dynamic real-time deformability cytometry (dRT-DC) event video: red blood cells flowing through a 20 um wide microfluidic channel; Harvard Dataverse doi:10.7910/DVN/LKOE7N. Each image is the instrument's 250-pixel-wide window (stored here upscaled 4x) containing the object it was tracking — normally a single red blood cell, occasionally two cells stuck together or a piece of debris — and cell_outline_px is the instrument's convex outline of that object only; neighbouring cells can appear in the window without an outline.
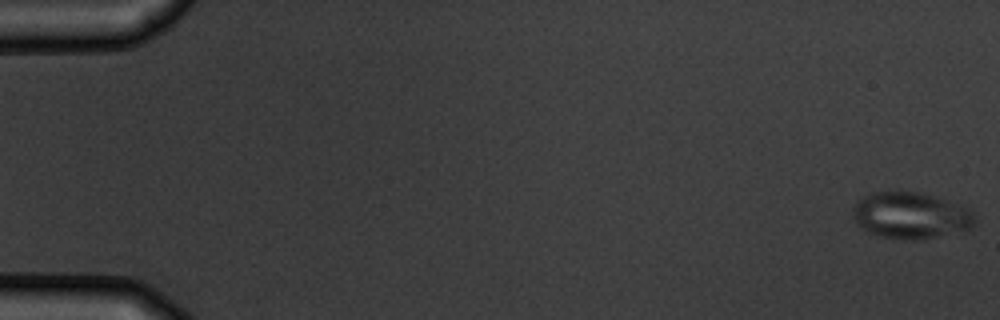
{"species": "common noctule bat (a hibernating species)", "species_latin": "Nyctalus noctula", "temperature_condition": "warm", "stored_images_in_passage": 6, "camera_frame_rate_fps": 3000, "um_per_image_px": 0.085, "animal": {"sex": "male", "body_mass_g": 19.5, "forearm_length_mm": 54.6}, "frame": {"image": 1, "passage_image": 1, "time_ms": 0.0, "image_size_px": [1000, 320], "cell_outline_px": [[972, 228], [936, 236], [912, 240], [908, 240], [880, 236], [868, 232], [856, 224], [852, 216], [852, 208], [856, 200], [868, 192], [920, 192], [936, 196], [968, 208], [972, 212]], "centroid_in_image_um": [77.31, 18.29], "position_along_channel_um": 7.7, "area_um2": 32.89}}